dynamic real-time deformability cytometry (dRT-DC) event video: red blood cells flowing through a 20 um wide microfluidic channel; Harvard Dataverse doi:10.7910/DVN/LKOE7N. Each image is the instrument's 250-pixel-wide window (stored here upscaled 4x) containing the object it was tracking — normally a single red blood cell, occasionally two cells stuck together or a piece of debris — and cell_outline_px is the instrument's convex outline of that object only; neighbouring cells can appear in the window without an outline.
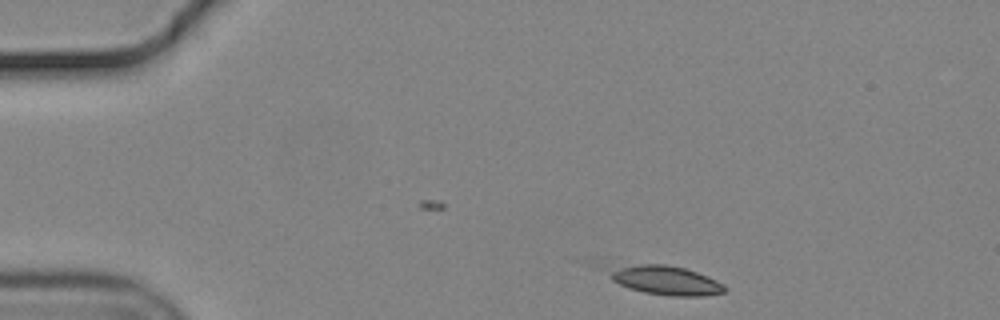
{"species": "common noctule bat (a hibernating species)", "species_latin": "Nyctalus noctula", "temperature_condition": "cold", "stored_images_in_passage": 37, "camera_frame_rate_fps": 3000, "um_per_image_px": 0.085, "animal": {"sex": "male", "body_mass_g": 19.2, "forearm_length_mm": 51.8}, "frame": {"image": 1, "passage_image": 1, "time_ms": 0.0, "image_size_px": [1000, 320], "cell_outline_px": [[728, 288], [724, 292], [700, 296], [672, 296], [644, 292], [628, 288], [612, 280], [612, 272], [620, 268], [640, 264], [664, 264], [684, 268], [696, 272], [716, 280], [724, 284]], "centroid_in_image_um": [56.69, 23.85], "position_along_channel_um": 28.3, "area_um2": 18.96}}
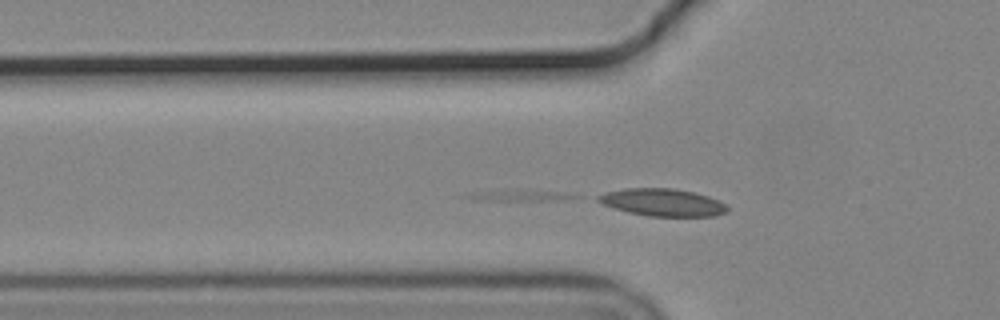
{"frame": {"image": 2, "passage_image": 10, "time_ms": 3.0, "image_size_px": [1000, 320], "cell_outline_px": [[728, 208], [724, 212], [716, 216], [648, 216], [628, 212], [612, 208], [596, 200], [596, 196], [604, 192], [624, 188], [672, 188], [692, 192], [708, 196], [720, 200]], "centroid_in_image_um": [56.27, 17.2], "position_along_channel_um": 69.5, "area_um2": 20.63}}